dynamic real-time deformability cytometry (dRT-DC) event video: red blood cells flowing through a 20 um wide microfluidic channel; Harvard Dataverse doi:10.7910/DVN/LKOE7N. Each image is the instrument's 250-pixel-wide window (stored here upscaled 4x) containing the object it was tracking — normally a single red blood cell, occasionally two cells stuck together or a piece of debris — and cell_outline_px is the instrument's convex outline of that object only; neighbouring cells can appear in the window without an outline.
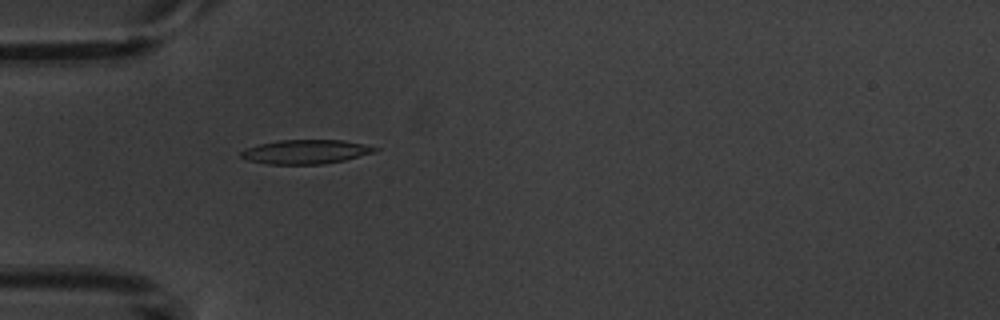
{"species": "common noctule bat (a hibernating species)", "species_latin": "Nyctalus noctula", "temperature_condition": "warm", "stored_images_in_passage": 2, "camera_frame_rate_fps": 3000, "um_per_image_px": 0.085, "animal": {"sex": "male", "body_mass_g": 20.1, "forearm_length_mm": 53.5}, "frame": {"image": 1, "passage_image": 2, "time_ms": 1.0, "image_size_px": [1000, 320], "cell_outline_px": [[380, 148], [372, 152], [344, 160], [324, 164], [268, 164], [248, 160], [240, 156], [240, 152], [244, 148], [260, 144], [280, 140], [344, 140], [364, 144]], "centroid_in_image_um": [25.95, 12.9], "position_along_channel_um": 59.1, "area_um2": 18.67}}